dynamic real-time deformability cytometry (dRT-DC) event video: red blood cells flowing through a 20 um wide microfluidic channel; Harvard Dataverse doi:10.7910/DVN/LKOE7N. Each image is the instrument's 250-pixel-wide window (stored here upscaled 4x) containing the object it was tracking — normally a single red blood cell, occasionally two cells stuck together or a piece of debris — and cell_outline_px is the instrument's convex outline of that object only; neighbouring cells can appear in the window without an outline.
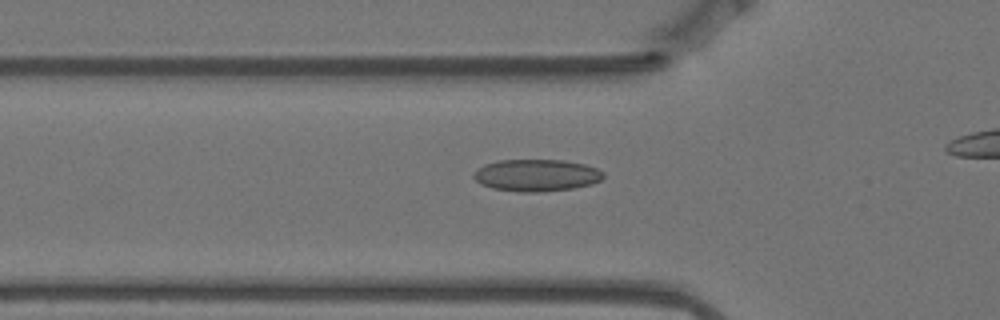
{"species": "Egyptian fruit bat (a non-hibernating species)", "species_latin": "Rousettus aegyptiacus", "temperature_condition": "warm", "stored_images_in_passage": 15, "camera_frame_rate_fps": 3000, "um_per_image_px": 0.085, "animal": {"sex": "female"}, "frame": {"image": 1, "passage_image": 2, "time_ms": 0.333, "image_size_px": [1000, 320], "cell_outline_px": [[604, 176], [600, 180], [592, 184], [572, 188], [540, 192], [516, 192], [492, 188], [480, 184], [472, 176], [484, 164], [500, 160], [564, 160], [584, 164], [596, 168], [604, 172]], "centroid_in_image_um": [45.6, 14.9], "position_along_channel_um": 80.2, "area_um2": 24.16}}
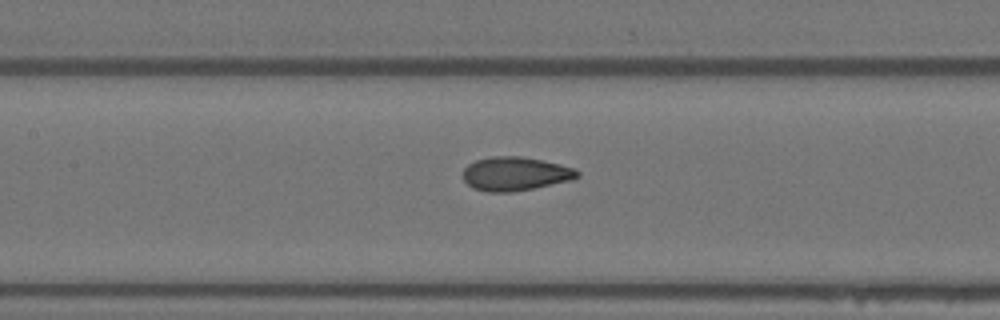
{"frame": {"image": 2, "passage_image": 9, "time_ms": 2.667, "image_size_px": [1000, 320], "cell_outline_px": [[580, 176], [572, 180], [512, 192], [488, 192], [472, 188], [464, 180], [464, 168], [468, 164], [476, 160], [492, 156], [520, 156], [560, 164], [576, 168], [580, 172]], "centroid_in_image_um": [43.81, 14.77], "position_along_channel_um": 163.6, "area_um2": 22.48}}
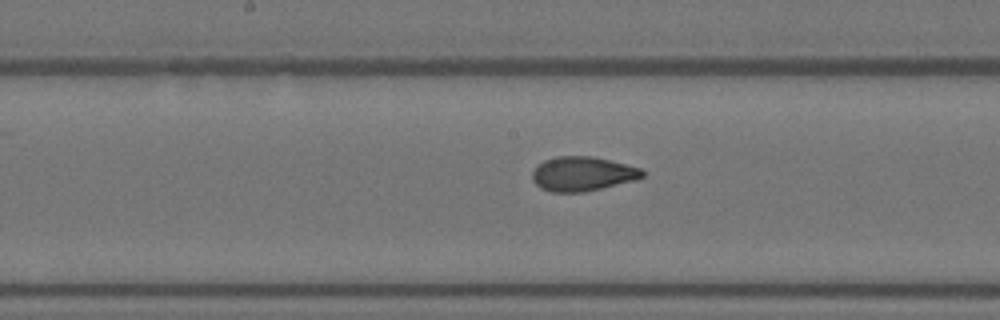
{"frame": {"image": 3, "passage_image": 12, "time_ms": 3.667, "image_size_px": [1000, 320], "cell_outline_px": [[644, 176], [636, 180], [584, 192], [552, 192], [540, 188], [532, 180], [532, 172], [544, 160], [556, 156], [592, 156], [640, 168], [644, 172]], "centroid_in_image_um": [49.5, 14.78], "position_along_channel_um": 198.7, "area_um2": 21.91}}